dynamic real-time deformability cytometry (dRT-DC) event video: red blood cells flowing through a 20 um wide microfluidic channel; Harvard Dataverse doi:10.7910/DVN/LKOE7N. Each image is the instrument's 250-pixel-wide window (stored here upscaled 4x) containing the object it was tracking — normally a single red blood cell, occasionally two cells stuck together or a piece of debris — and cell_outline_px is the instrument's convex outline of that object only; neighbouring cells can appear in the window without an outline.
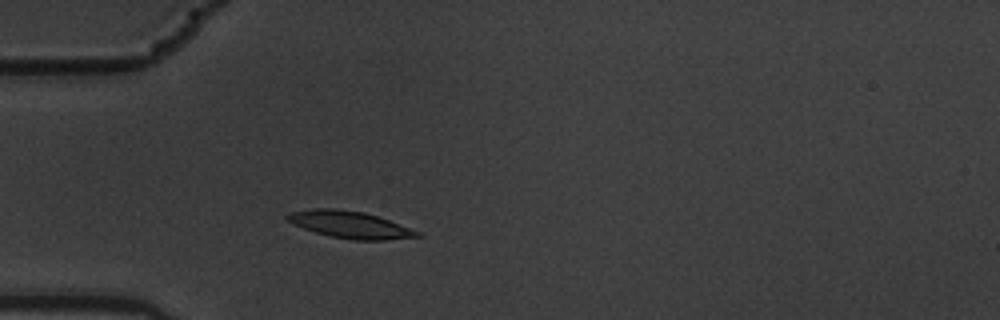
{"species": "common noctule bat (a hibernating species)", "species_latin": "Nyctalus noctula", "temperature_condition": "warm", "stored_images_in_passage": 3, "camera_frame_rate_fps": 3000, "um_per_image_px": 0.085, "animal": {"sex": "male", "body_mass_g": 19.5, "forearm_length_mm": 54.6}, "frame": {"image": 1, "passage_image": 3, "time_ms": 0.667, "image_size_px": [1000, 320], "cell_outline_px": [[424, 236], [384, 240], [356, 240], [328, 236], [292, 224], [284, 220], [284, 216], [288, 212], [316, 208], [332, 208], [364, 212], [388, 220], [420, 232]], "centroid_in_image_um": [29.68, 19.09], "position_along_channel_um": 55.3, "area_um2": 20.4}}